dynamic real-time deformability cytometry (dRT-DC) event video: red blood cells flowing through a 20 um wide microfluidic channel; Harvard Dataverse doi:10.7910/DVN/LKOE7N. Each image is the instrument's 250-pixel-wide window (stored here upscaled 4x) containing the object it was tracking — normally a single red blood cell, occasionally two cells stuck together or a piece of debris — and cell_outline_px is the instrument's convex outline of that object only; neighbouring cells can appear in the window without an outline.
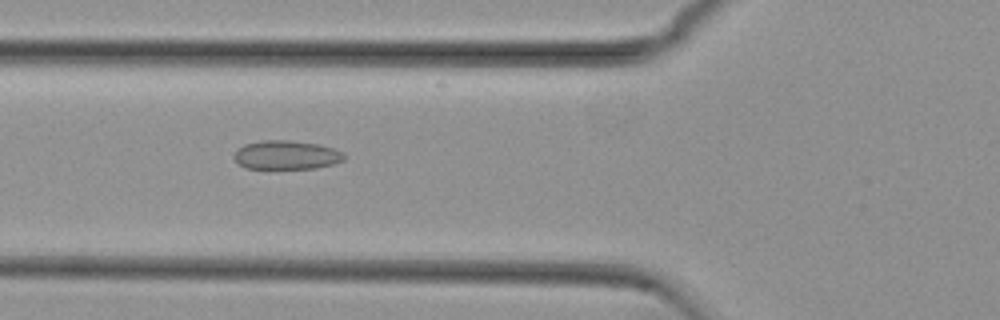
{"species": "common noctule bat (a hibernating species)", "species_latin": "Nyctalus noctula", "temperature_condition": "cold", "stored_images_in_passage": 55, "camera_frame_rate_fps": 3000, "um_per_image_px": 0.085, "animal": {"sex": "female", "body_mass_g": 29.2, "forearm_length_mm": 56.3}, "frame": {"image": 1, "passage_image": 20, "time_ms": 6.333, "image_size_px": [1000, 320], "cell_outline_px": [[344, 160], [332, 164], [316, 168], [244, 168], [232, 156], [244, 144], [264, 140], [288, 140], [320, 144], [344, 152]], "centroid_in_image_um": [24.36, 13.17], "position_along_channel_um": 101.4, "area_um2": 18.38}}
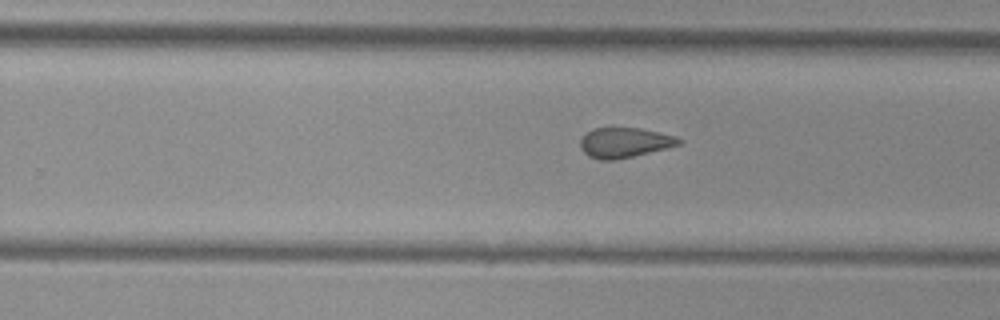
{"frame": {"image": 2, "passage_image": 34, "time_ms": 11.0, "image_size_px": [1000, 320], "cell_outline_px": [[684, 140], [680, 144], [616, 160], [600, 160], [588, 156], [580, 148], [580, 140], [592, 128], [640, 128], [660, 132], [676, 136]], "centroid_in_image_um": [53.07, 12.11], "position_along_channel_um": 276.7, "area_um2": 17.11}}
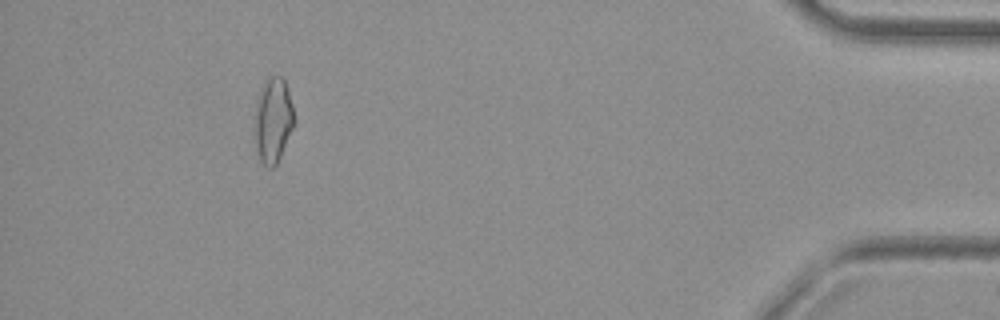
{"frame": {"image": 3, "passage_image": 50, "time_ms": 16.333, "image_size_px": [1000, 320], "cell_outline_px": [[292, 128], [280, 156], [276, 164], [272, 168], [268, 168], [260, 160], [256, 144], [256, 100], [260, 88], [268, 76], [284, 76], [292, 104]], "centroid_in_image_um": [23.2, 10.16], "position_along_channel_um": 412.0, "area_um2": 19.02}, "authors_computed_cell_mechanics": {"area_um2": 18.7272, "velocity_mm_per_s": 3.7505, "shape_relaxation_time_tau1_ms": null, "shape_relaxation_time_tau2_ms": 2.3032, "deformation_change_tau1": null, "deformation_change_tau2": 0.0905}}